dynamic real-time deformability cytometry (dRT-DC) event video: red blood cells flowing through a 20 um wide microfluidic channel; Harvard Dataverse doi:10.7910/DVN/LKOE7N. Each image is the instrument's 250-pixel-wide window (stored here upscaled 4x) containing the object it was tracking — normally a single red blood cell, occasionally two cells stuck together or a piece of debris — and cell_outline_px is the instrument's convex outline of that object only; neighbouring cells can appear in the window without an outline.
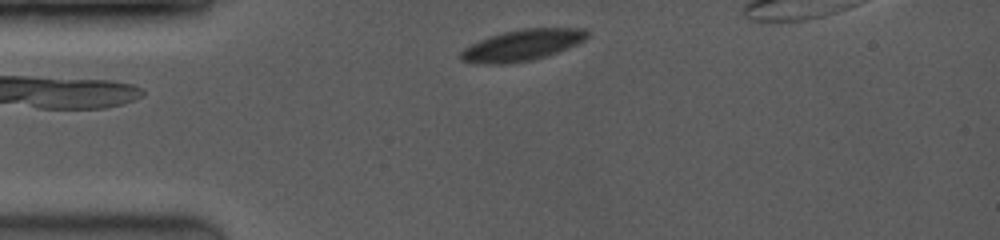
{"species": "common noctule bat (a hibernating species)", "species_latin": "Nyctalus noctula", "temperature_condition": "room temperature", "stored_images_in_passage": 3, "camera_frame_rate_fps": 3500, "um_per_image_px": 0.085, "animal": {"sex": "female", "body_mass_g": 19.0, "forearm_length_mm": 53.3}, "frame": {"image": 1, "passage_image": 1, "time_ms": 0.0, "image_size_px": [1000, 240], "cell_outline_px": [[588, 36], [584, 40], [568, 48], [548, 56], [532, 60], [500, 64], [480, 64], [460, 60], [460, 52], [464, 48], [488, 36], [520, 28], [588, 28]], "centroid_in_image_um": [44.4, 3.83], "position_along_channel_um": 40.6, "area_um2": 23.06}}